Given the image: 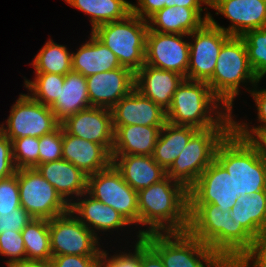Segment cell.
Masks as SVG:
<instances>
[{
    "mask_svg": "<svg viewBox=\"0 0 266 267\" xmlns=\"http://www.w3.org/2000/svg\"><path fill=\"white\" fill-rule=\"evenodd\" d=\"M139 229L137 241L151 233L185 232L189 228L188 190L166 176L138 191Z\"/></svg>",
    "mask_w": 266,
    "mask_h": 267,
    "instance_id": "6da1fadb",
    "label": "cell"
},
{
    "mask_svg": "<svg viewBox=\"0 0 266 267\" xmlns=\"http://www.w3.org/2000/svg\"><path fill=\"white\" fill-rule=\"evenodd\" d=\"M188 231L208 245L223 260H240L251 248L254 237L211 203H189Z\"/></svg>",
    "mask_w": 266,
    "mask_h": 267,
    "instance_id": "7a4b0ae2",
    "label": "cell"
},
{
    "mask_svg": "<svg viewBox=\"0 0 266 267\" xmlns=\"http://www.w3.org/2000/svg\"><path fill=\"white\" fill-rule=\"evenodd\" d=\"M232 114L213 94L207 82L187 79L177 87L166 111L168 123L198 130L232 127Z\"/></svg>",
    "mask_w": 266,
    "mask_h": 267,
    "instance_id": "3957f363",
    "label": "cell"
},
{
    "mask_svg": "<svg viewBox=\"0 0 266 267\" xmlns=\"http://www.w3.org/2000/svg\"><path fill=\"white\" fill-rule=\"evenodd\" d=\"M258 82L250 65L247 48L242 37L231 36L219 52L212 77L207 81L213 94L233 111V102L244 86L248 93ZM250 86L247 88L246 85Z\"/></svg>",
    "mask_w": 266,
    "mask_h": 267,
    "instance_id": "277c9868",
    "label": "cell"
},
{
    "mask_svg": "<svg viewBox=\"0 0 266 267\" xmlns=\"http://www.w3.org/2000/svg\"><path fill=\"white\" fill-rule=\"evenodd\" d=\"M215 159L233 177L238 196L266 191V163L233 130L218 145Z\"/></svg>",
    "mask_w": 266,
    "mask_h": 267,
    "instance_id": "5b68a950",
    "label": "cell"
},
{
    "mask_svg": "<svg viewBox=\"0 0 266 267\" xmlns=\"http://www.w3.org/2000/svg\"><path fill=\"white\" fill-rule=\"evenodd\" d=\"M147 20L129 14L96 27L91 33L117 56L120 65L136 73L145 64Z\"/></svg>",
    "mask_w": 266,
    "mask_h": 267,
    "instance_id": "8992f818",
    "label": "cell"
},
{
    "mask_svg": "<svg viewBox=\"0 0 266 267\" xmlns=\"http://www.w3.org/2000/svg\"><path fill=\"white\" fill-rule=\"evenodd\" d=\"M142 239L160 256L165 267H218L224 261L189 231L151 233Z\"/></svg>",
    "mask_w": 266,
    "mask_h": 267,
    "instance_id": "52a82bcc",
    "label": "cell"
},
{
    "mask_svg": "<svg viewBox=\"0 0 266 267\" xmlns=\"http://www.w3.org/2000/svg\"><path fill=\"white\" fill-rule=\"evenodd\" d=\"M231 131L232 127L198 130L166 171V175L189 190L215 160L218 145Z\"/></svg>",
    "mask_w": 266,
    "mask_h": 267,
    "instance_id": "ba28073f",
    "label": "cell"
},
{
    "mask_svg": "<svg viewBox=\"0 0 266 267\" xmlns=\"http://www.w3.org/2000/svg\"><path fill=\"white\" fill-rule=\"evenodd\" d=\"M21 207L34 219L51 220L70 211V205L36 168L17 169Z\"/></svg>",
    "mask_w": 266,
    "mask_h": 267,
    "instance_id": "9c48e42d",
    "label": "cell"
},
{
    "mask_svg": "<svg viewBox=\"0 0 266 267\" xmlns=\"http://www.w3.org/2000/svg\"><path fill=\"white\" fill-rule=\"evenodd\" d=\"M6 124L2 122L0 131L11 142L21 137H42L61 125L50 106L37 102L28 93L19 95L11 107Z\"/></svg>",
    "mask_w": 266,
    "mask_h": 267,
    "instance_id": "30bf717a",
    "label": "cell"
},
{
    "mask_svg": "<svg viewBox=\"0 0 266 267\" xmlns=\"http://www.w3.org/2000/svg\"><path fill=\"white\" fill-rule=\"evenodd\" d=\"M86 192L114 208L132 226L139 225L138 191L124 181L113 164L87 177Z\"/></svg>",
    "mask_w": 266,
    "mask_h": 267,
    "instance_id": "8fae6325",
    "label": "cell"
},
{
    "mask_svg": "<svg viewBox=\"0 0 266 267\" xmlns=\"http://www.w3.org/2000/svg\"><path fill=\"white\" fill-rule=\"evenodd\" d=\"M50 247L53 256H102L98 238L71 211L49 220ZM101 247V248H100Z\"/></svg>",
    "mask_w": 266,
    "mask_h": 267,
    "instance_id": "7c38bea8",
    "label": "cell"
},
{
    "mask_svg": "<svg viewBox=\"0 0 266 267\" xmlns=\"http://www.w3.org/2000/svg\"><path fill=\"white\" fill-rule=\"evenodd\" d=\"M188 37L191 39L187 80L207 82L214 73L222 45L231 35L206 21Z\"/></svg>",
    "mask_w": 266,
    "mask_h": 267,
    "instance_id": "4fadbf2b",
    "label": "cell"
},
{
    "mask_svg": "<svg viewBox=\"0 0 266 267\" xmlns=\"http://www.w3.org/2000/svg\"><path fill=\"white\" fill-rule=\"evenodd\" d=\"M189 38L184 34L159 33L148 30L145 64L173 71L187 79L189 65Z\"/></svg>",
    "mask_w": 266,
    "mask_h": 267,
    "instance_id": "5bb4252c",
    "label": "cell"
},
{
    "mask_svg": "<svg viewBox=\"0 0 266 267\" xmlns=\"http://www.w3.org/2000/svg\"><path fill=\"white\" fill-rule=\"evenodd\" d=\"M189 203H211L230 211L239 197L235 194L234 179L215 159L188 190Z\"/></svg>",
    "mask_w": 266,
    "mask_h": 267,
    "instance_id": "9a60e30c",
    "label": "cell"
},
{
    "mask_svg": "<svg viewBox=\"0 0 266 267\" xmlns=\"http://www.w3.org/2000/svg\"><path fill=\"white\" fill-rule=\"evenodd\" d=\"M209 8L223 15L231 24L220 26L210 15L209 21L231 36H243L250 30L266 26V0H212Z\"/></svg>",
    "mask_w": 266,
    "mask_h": 267,
    "instance_id": "2e32d148",
    "label": "cell"
},
{
    "mask_svg": "<svg viewBox=\"0 0 266 267\" xmlns=\"http://www.w3.org/2000/svg\"><path fill=\"white\" fill-rule=\"evenodd\" d=\"M61 126L68 134L103 145L112 152L114 129L111 109L91 106L67 117Z\"/></svg>",
    "mask_w": 266,
    "mask_h": 267,
    "instance_id": "e0dca14e",
    "label": "cell"
},
{
    "mask_svg": "<svg viewBox=\"0 0 266 267\" xmlns=\"http://www.w3.org/2000/svg\"><path fill=\"white\" fill-rule=\"evenodd\" d=\"M90 105L112 109L135 88V73L126 67L86 77Z\"/></svg>",
    "mask_w": 266,
    "mask_h": 267,
    "instance_id": "ac0fdd59",
    "label": "cell"
},
{
    "mask_svg": "<svg viewBox=\"0 0 266 267\" xmlns=\"http://www.w3.org/2000/svg\"><path fill=\"white\" fill-rule=\"evenodd\" d=\"M113 127L127 125L164 126L166 111L135 88L112 109Z\"/></svg>",
    "mask_w": 266,
    "mask_h": 267,
    "instance_id": "d6986e66",
    "label": "cell"
},
{
    "mask_svg": "<svg viewBox=\"0 0 266 267\" xmlns=\"http://www.w3.org/2000/svg\"><path fill=\"white\" fill-rule=\"evenodd\" d=\"M70 211L98 238L99 232L105 234L104 232L117 230L118 233V229L121 231L131 225L114 208L93 198L87 192L70 205Z\"/></svg>",
    "mask_w": 266,
    "mask_h": 267,
    "instance_id": "ffe728a7",
    "label": "cell"
},
{
    "mask_svg": "<svg viewBox=\"0 0 266 267\" xmlns=\"http://www.w3.org/2000/svg\"><path fill=\"white\" fill-rule=\"evenodd\" d=\"M62 159L90 176L112 164L111 153L103 146L68 134L62 128Z\"/></svg>",
    "mask_w": 266,
    "mask_h": 267,
    "instance_id": "44dd1931",
    "label": "cell"
},
{
    "mask_svg": "<svg viewBox=\"0 0 266 267\" xmlns=\"http://www.w3.org/2000/svg\"><path fill=\"white\" fill-rule=\"evenodd\" d=\"M184 79L176 72L144 64L135 73V89L167 111L177 87Z\"/></svg>",
    "mask_w": 266,
    "mask_h": 267,
    "instance_id": "7402d4cb",
    "label": "cell"
},
{
    "mask_svg": "<svg viewBox=\"0 0 266 267\" xmlns=\"http://www.w3.org/2000/svg\"><path fill=\"white\" fill-rule=\"evenodd\" d=\"M36 169L69 205L87 191L88 176L64 159L39 164Z\"/></svg>",
    "mask_w": 266,
    "mask_h": 267,
    "instance_id": "603a6c76",
    "label": "cell"
},
{
    "mask_svg": "<svg viewBox=\"0 0 266 267\" xmlns=\"http://www.w3.org/2000/svg\"><path fill=\"white\" fill-rule=\"evenodd\" d=\"M204 8H186L183 6L164 7L153 14L148 20L151 31L159 33L189 35L209 21L210 12ZM205 11L202 16V12Z\"/></svg>",
    "mask_w": 266,
    "mask_h": 267,
    "instance_id": "cb8c5ba5",
    "label": "cell"
},
{
    "mask_svg": "<svg viewBox=\"0 0 266 267\" xmlns=\"http://www.w3.org/2000/svg\"><path fill=\"white\" fill-rule=\"evenodd\" d=\"M112 164L136 191L148 188L167 176L166 171L148 155L112 156Z\"/></svg>",
    "mask_w": 266,
    "mask_h": 267,
    "instance_id": "d4e9b609",
    "label": "cell"
},
{
    "mask_svg": "<svg viewBox=\"0 0 266 267\" xmlns=\"http://www.w3.org/2000/svg\"><path fill=\"white\" fill-rule=\"evenodd\" d=\"M163 126L127 125L113 127L114 142L111 155L152 156Z\"/></svg>",
    "mask_w": 266,
    "mask_h": 267,
    "instance_id": "484cf974",
    "label": "cell"
},
{
    "mask_svg": "<svg viewBox=\"0 0 266 267\" xmlns=\"http://www.w3.org/2000/svg\"><path fill=\"white\" fill-rule=\"evenodd\" d=\"M76 50V52L72 51V71L78 72L84 77L121 67L114 52L92 33H90L89 40Z\"/></svg>",
    "mask_w": 266,
    "mask_h": 267,
    "instance_id": "4316f807",
    "label": "cell"
},
{
    "mask_svg": "<svg viewBox=\"0 0 266 267\" xmlns=\"http://www.w3.org/2000/svg\"><path fill=\"white\" fill-rule=\"evenodd\" d=\"M89 107L91 105L86 77L78 72H68L59 98L50 106L55 118L61 123L67 117Z\"/></svg>",
    "mask_w": 266,
    "mask_h": 267,
    "instance_id": "83f0119b",
    "label": "cell"
},
{
    "mask_svg": "<svg viewBox=\"0 0 266 267\" xmlns=\"http://www.w3.org/2000/svg\"><path fill=\"white\" fill-rule=\"evenodd\" d=\"M198 129L166 123L159 133L152 157L167 171Z\"/></svg>",
    "mask_w": 266,
    "mask_h": 267,
    "instance_id": "f1b7e54d",
    "label": "cell"
},
{
    "mask_svg": "<svg viewBox=\"0 0 266 267\" xmlns=\"http://www.w3.org/2000/svg\"><path fill=\"white\" fill-rule=\"evenodd\" d=\"M231 217L241 224L254 238L266 232V191L240 195L231 208Z\"/></svg>",
    "mask_w": 266,
    "mask_h": 267,
    "instance_id": "f546056e",
    "label": "cell"
},
{
    "mask_svg": "<svg viewBox=\"0 0 266 267\" xmlns=\"http://www.w3.org/2000/svg\"><path fill=\"white\" fill-rule=\"evenodd\" d=\"M70 6L88 14L91 31L96 27L125 19L132 13V3L127 0H64Z\"/></svg>",
    "mask_w": 266,
    "mask_h": 267,
    "instance_id": "4dcf8cb0",
    "label": "cell"
},
{
    "mask_svg": "<svg viewBox=\"0 0 266 267\" xmlns=\"http://www.w3.org/2000/svg\"><path fill=\"white\" fill-rule=\"evenodd\" d=\"M72 52L65 45L55 43L51 38L46 41L31 65L34 73H54L66 75L72 71Z\"/></svg>",
    "mask_w": 266,
    "mask_h": 267,
    "instance_id": "1f68e13d",
    "label": "cell"
},
{
    "mask_svg": "<svg viewBox=\"0 0 266 267\" xmlns=\"http://www.w3.org/2000/svg\"><path fill=\"white\" fill-rule=\"evenodd\" d=\"M26 251V259L50 262L49 220L32 219L21 231Z\"/></svg>",
    "mask_w": 266,
    "mask_h": 267,
    "instance_id": "d6a6232c",
    "label": "cell"
},
{
    "mask_svg": "<svg viewBox=\"0 0 266 267\" xmlns=\"http://www.w3.org/2000/svg\"><path fill=\"white\" fill-rule=\"evenodd\" d=\"M64 80L65 75L35 73L33 81L24 79V86L28 89V94L37 102L51 106L59 98Z\"/></svg>",
    "mask_w": 266,
    "mask_h": 267,
    "instance_id": "836d02e7",
    "label": "cell"
},
{
    "mask_svg": "<svg viewBox=\"0 0 266 267\" xmlns=\"http://www.w3.org/2000/svg\"><path fill=\"white\" fill-rule=\"evenodd\" d=\"M245 42L250 65L258 82L266 77V26L241 36Z\"/></svg>",
    "mask_w": 266,
    "mask_h": 267,
    "instance_id": "e575fe53",
    "label": "cell"
},
{
    "mask_svg": "<svg viewBox=\"0 0 266 267\" xmlns=\"http://www.w3.org/2000/svg\"><path fill=\"white\" fill-rule=\"evenodd\" d=\"M13 161L17 169L39 165V138L21 137L12 141Z\"/></svg>",
    "mask_w": 266,
    "mask_h": 267,
    "instance_id": "d590c367",
    "label": "cell"
},
{
    "mask_svg": "<svg viewBox=\"0 0 266 267\" xmlns=\"http://www.w3.org/2000/svg\"><path fill=\"white\" fill-rule=\"evenodd\" d=\"M0 255L9 258L4 261L6 266L13 262L26 259L24 240L21 232L11 231L0 234Z\"/></svg>",
    "mask_w": 266,
    "mask_h": 267,
    "instance_id": "8d00e7d4",
    "label": "cell"
},
{
    "mask_svg": "<svg viewBox=\"0 0 266 267\" xmlns=\"http://www.w3.org/2000/svg\"><path fill=\"white\" fill-rule=\"evenodd\" d=\"M62 126L39 137V164L62 159Z\"/></svg>",
    "mask_w": 266,
    "mask_h": 267,
    "instance_id": "74e56055",
    "label": "cell"
},
{
    "mask_svg": "<svg viewBox=\"0 0 266 267\" xmlns=\"http://www.w3.org/2000/svg\"><path fill=\"white\" fill-rule=\"evenodd\" d=\"M135 245L133 246V253L125 252L126 250H119V254L109 255L107 250H103V254L99 263V267H140V240H135Z\"/></svg>",
    "mask_w": 266,
    "mask_h": 267,
    "instance_id": "f35d334b",
    "label": "cell"
},
{
    "mask_svg": "<svg viewBox=\"0 0 266 267\" xmlns=\"http://www.w3.org/2000/svg\"><path fill=\"white\" fill-rule=\"evenodd\" d=\"M21 207L17 171L0 180V211H13Z\"/></svg>",
    "mask_w": 266,
    "mask_h": 267,
    "instance_id": "ab89813d",
    "label": "cell"
},
{
    "mask_svg": "<svg viewBox=\"0 0 266 267\" xmlns=\"http://www.w3.org/2000/svg\"><path fill=\"white\" fill-rule=\"evenodd\" d=\"M259 82L255 84V86L250 90L249 94L252 96L255 106L257 108V120L260 123V125L250 127V123L244 122V121H236L234 116H232V129H266V89H258ZM235 119V120H234Z\"/></svg>",
    "mask_w": 266,
    "mask_h": 267,
    "instance_id": "60d3db41",
    "label": "cell"
},
{
    "mask_svg": "<svg viewBox=\"0 0 266 267\" xmlns=\"http://www.w3.org/2000/svg\"><path fill=\"white\" fill-rule=\"evenodd\" d=\"M33 217L23 208L13 211H0V234L5 232H21Z\"/></svg>",
    "mask_w": 266,
    "mask_h": 267,
    "instance_id": "b9f144b4",
    "label": "cell"
},
{
    "mask_svg": "<svg viewBox=\"0 0 266 267\" xmlns=\"http://www.w3.org/2000/svg\"><path fill=\"white\" fill-rule=\"evenodd\" d=\"M240 261L245 267H266V232L254 239L252 248Z\"/></svg>",
    "mask_w": 266,
    "mask_h": 267,
    "instance_id": "7bdbcfd3",
    "label": "cell"
},
{
    "mask_svg": "<svg viewBox=\"0 0 266 267\" xmlns=\"http://www.w3.org/2000/svg\"><path fill=\"white\" fill-rule=\"evenodd\" d=\"M239 137L256 151L257 156L266 163V129H232Z\"/></svg>",
    "mask_w": 266,
    "mask_h": 267,
    "instance_id": "ee69618b",
    "label": "cell"
},
{
    "mask_svg": "<svg viewBox=\"0 0 266 267\" xmlns=\"http://www.w3.org/2000/svg\"><path fill=\"white\" fill-rule=\"evenodd\" d=\"M102 256L60 255L50 260L51 267H99Z\"/></svg>",
    "mask_w": 266,
    "mask_h": 267,
    "instance_id": "f6af8a7d",
    "label": "cell"
},
{
    "mask_svg": "<svg viewBox=\"0 0 266 267\" xmlns=\"http://www.w3.org/2000/svg\"><path fill=\"white\" fill-rule=\"evenodd\" d=\"M12 142L0 131V180L15 174Z\"/></svg>",
    "mask_w": 266,
    "mask_h": 267,
    "instance_id": "bcb514c9",
    "label": "cell"
},
{
    "mask_svg": "<svg viewBox=\"0 0 266 267\" xmlns=\"http://www.w3.org/2000/svg\"><path fill=\"white\" fill-rule=\"evenodd\" d=\"M132 3V13L141 19L148 20L153 14L164 7H169V0H137Z\"/></svg>",
    "mask_w": 266,
    "mask_h": 267,
    "instance_id": "7dc6e473",
    "label": "cell"
},
{
    "mask_svg": "<svg viewBox=\"0 0 266 267\" xmlns=\"http://www.w3.org/2000/svg\"><path fill=\"white\" fill-rule=\"evenodd\" d=\"M140 267H165L160 256L141 238Z\"/></svg>",
    "mask_w": 266,
    "mask_h": 267,
    "instance_id": "c3c4849f",
    "label": "cell"
},
{
    "mask_svg": "<svg viewBox=\"0 0 266 267\" xmlns=\"http://www.w3.org/2000/svg\"><path fill=\"white\" fill-rule=\"evenodd\" d=\"M210 6L208 0H169V7L183 6L186 8H202L204 5Z\"/></svg>",
    "mask_w": 266,
    "mask_h": 267,
    "instance_id": "681fc988",
    "label": "cell"
},
{
    "mask_svg": "<svg viewBox=\"0 0 266 267\" xmlns=\"http://www.w3.org/2000/svg\"><path fill=\"white\" fill-rule=\"evenodd\" d=\"M10 267H51L50 262L24 259L17 262H13Z\"/></svg>",
    "mask_w": 266,
    "mask_h": 267,
    "instance_id": "f907efd6",
    "label": "cell"
},
{
    "mask_svg": "<svg viewBox=\"0 0 266 267\" xmlns=\"http://www.w3.org/2000/svg\"><path fill=\"white\" fill-rule=\"evenodd\" d=\"M218 267H245L240 260H224Z\"/></svg>",
    "mask_w": 266,
    "mask_h": 267,
    "instance_id": "816d5d0a",
    "label": "cell"
}]
</instances>
